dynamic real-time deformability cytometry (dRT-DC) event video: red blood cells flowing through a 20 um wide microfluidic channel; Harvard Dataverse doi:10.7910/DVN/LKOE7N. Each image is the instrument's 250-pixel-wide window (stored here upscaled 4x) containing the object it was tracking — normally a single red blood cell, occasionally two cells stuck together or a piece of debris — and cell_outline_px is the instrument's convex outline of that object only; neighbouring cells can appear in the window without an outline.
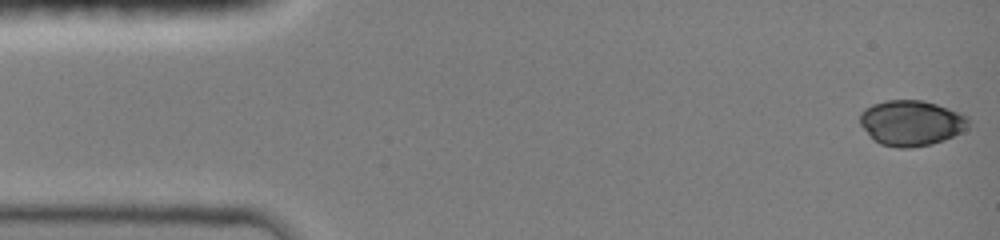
{"species": "common noctule bat (a hibernating species)", "species_latin": "Nyctalus noctula", "temperature_condition": "room temperature", "stored_images_in_passage": 42, "camera_frame_rate_fps": 3000, "um_per_image_px": 0.085, "animal": {"sex": "female", "body_mass_g": 19.0, "forearm_length_mm": 51.5}, "frame": {"image": 1, "passage_image": 1, "time_ms": 0.0, "image_size_px": [1000, 240], "cell_outline_px": [[968, 128], [944, 140], [932, 144], [908, 148], [896, 148], [880, 144], [860, 124], [860, 112], [864, 108], [872, 104], [888, 100], [924, 100], [960, 112], [968, 116]], "centroid_in_image_um": [77.46, 10.44], "position_along_channel_um": 7.5, "area_um2": 28.67}}
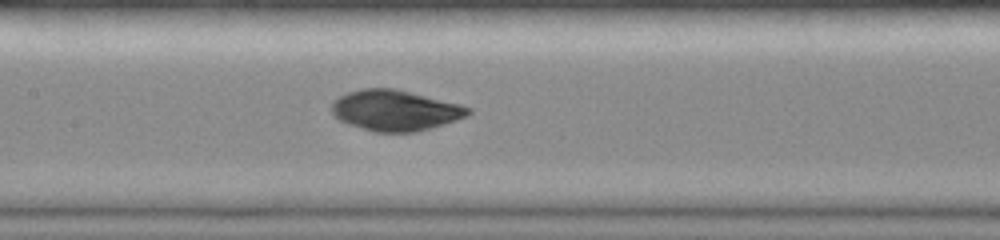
{"frame": {"image": 2, "passage_image": 22, "time_ms": 7.0, "image_size_px": [1000, 240], "cell_outline_px": [[472, 112], [468, 116], [456, 120], [416, 132], [376, 132], [348, 124], [340, 120], [332, 112], [332, 100], [348, 92], [360, 88], [396, 88], [460, 104], [472, 108]], "centroid_in_image_um": [33.6, 9.37], "position_along_channel_um": 173.8, "area_um2": 32.37}}
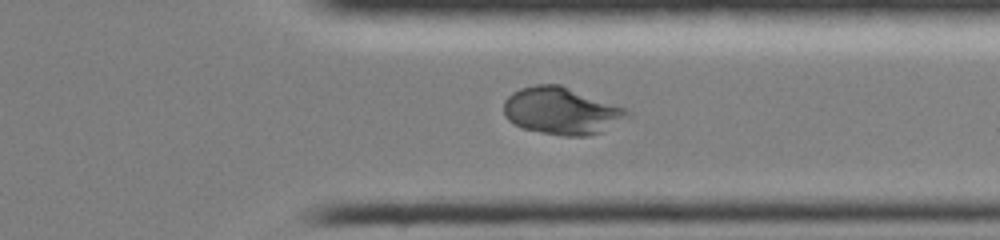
{"frame": {"image": 3, "passage_image": 36, "time_ms": 11.667, "image_size_px": [1000, 240], "cell_outline_px": [[632, 116], [600, 132], [588, 136], [564, 136], [540, 132], [524, 128], [508, 120], [504, 116], [504, 100], [512, 92], [520, 88], [536, 84], [560, 84], [624, 108], [632, 112]], "centroid_in_image_um": [47.72, 9.42], "position_along_channel_um": 363.7, "area_um2": 33.87}}